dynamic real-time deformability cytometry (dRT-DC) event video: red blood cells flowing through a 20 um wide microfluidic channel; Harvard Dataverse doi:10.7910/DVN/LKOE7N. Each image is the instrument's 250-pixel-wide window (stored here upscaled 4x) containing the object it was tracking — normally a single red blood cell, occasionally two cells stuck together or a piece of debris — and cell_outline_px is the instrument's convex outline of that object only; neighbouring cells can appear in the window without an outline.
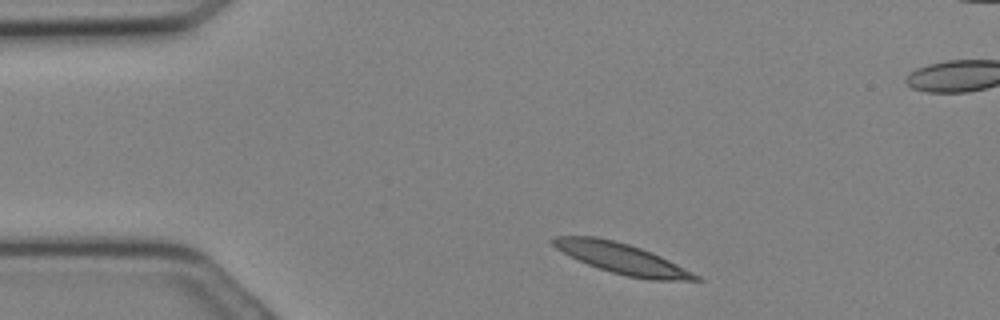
{"species": "Egyptian fruit bat (a non-hibernating species)", "species_latin": "Rousettus aegyptiacus", "temperature_condition": "cold", "stored_images_in_passage": 12, "camera_frame_rate_fps": 3000, "um_per_image_px": 0.085, "animal": {"sex": "female"}, "frame": {"image": 1, "passage_image": 1, "time_ms": 0.0, "image_size_px": [1000, 320], "cell_outline_px": [[704, 280], [648, 280], [628, 276], [612, 272], [588, 264], [556, 248], [548, 240], [552, 236], [596, 236], [628, 244], [652, 252], [700, 276]], "centroid_in_image_um": [52.84, 21.96], "position_along_channel_um": 32.2, "area_um2": 24.91}}
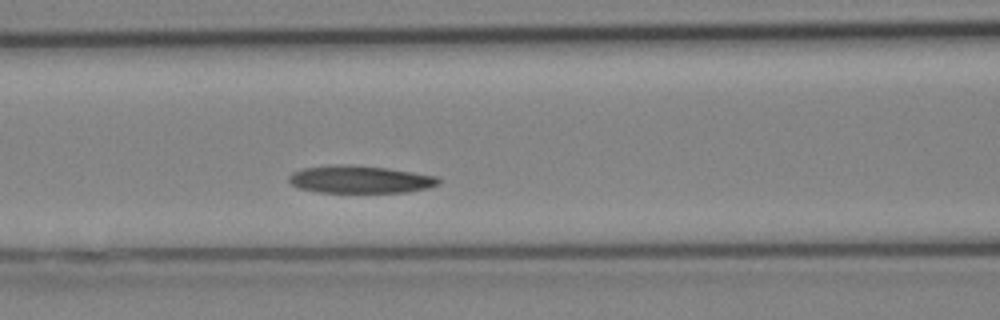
{"frame": {"image": 2, "passage_image": 8, "time_ms": 2.333, "image_size_px": [1000, 320], "cell_outline_px": [[440, 184], [428, 188], [408, 192], [320, 192], [300, 188], [292, 184], [288, 180], [288, 176], [292, 172], [304, 168], [332, 164], [348, 164], [388, 168], [436, 176], [440, 180]], "centroid_in_image_um": [30.6, 15.24], "position_along_channel_um": 136.0, "area_um2": 24.04}}
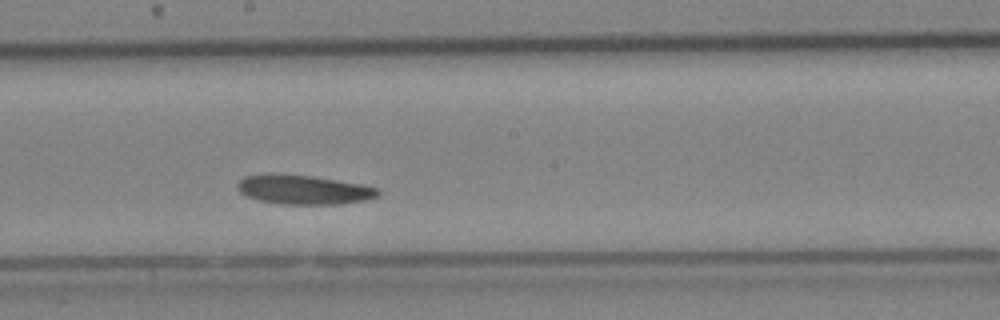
{"frame": {"image": 3, "passage_image": 12, "time_ms": 3.667, "image_size_px": [1000, 320], "cell_outline_px": [[380, 196], [364, 200], [336, 204], [280, 204], [260, 200], [248, 196], [240, 192], [236, 188], [236, 184], [244, 176], [312, 176], [360, 184], [380, 188]], "centroid_in_image_um": [25.88, 16.15], "position_along_channel_um": 222.3, "area_um2": 23.18}}